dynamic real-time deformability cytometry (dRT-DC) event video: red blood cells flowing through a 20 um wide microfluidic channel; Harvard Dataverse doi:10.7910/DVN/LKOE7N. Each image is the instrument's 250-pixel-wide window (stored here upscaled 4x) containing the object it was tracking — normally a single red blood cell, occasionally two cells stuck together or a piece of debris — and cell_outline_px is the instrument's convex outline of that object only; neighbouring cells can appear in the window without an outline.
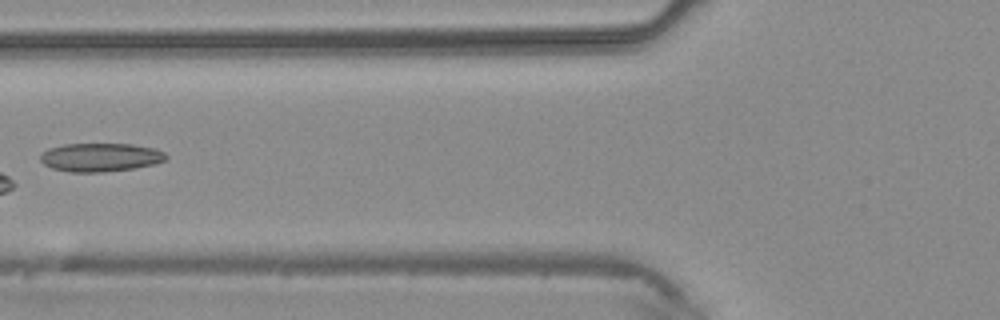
{"species": "common noctule bat (a hibernating species)", "species_latin": "Nyctalus noctula", "temperature_condition": "warm", "stored_images_in_passage": 5, "camera_frame_rate_fps": 3000, "um_per_image_px": 0.085, "animal": {"sex": "male", "body_mass_g": 20.4}, "frame": {"image": 1, "passage_image": 5, "time_ms": 4.333, "image_size_px": [1000, 320], "cell_outline_px": [[168, 156], [164, 160], [152, 164], [132, 168], [100, 172], [72, 172], [52, 168], [44, 164], [40, 160], [40, 156], [48, 148], [64, 144], [132, 144], [152, 148], [164, 152]], "centroid_in_image_um": [8.5, 13.36], "position_along_channel_um": 117.3, "area_um2": 20.58}}